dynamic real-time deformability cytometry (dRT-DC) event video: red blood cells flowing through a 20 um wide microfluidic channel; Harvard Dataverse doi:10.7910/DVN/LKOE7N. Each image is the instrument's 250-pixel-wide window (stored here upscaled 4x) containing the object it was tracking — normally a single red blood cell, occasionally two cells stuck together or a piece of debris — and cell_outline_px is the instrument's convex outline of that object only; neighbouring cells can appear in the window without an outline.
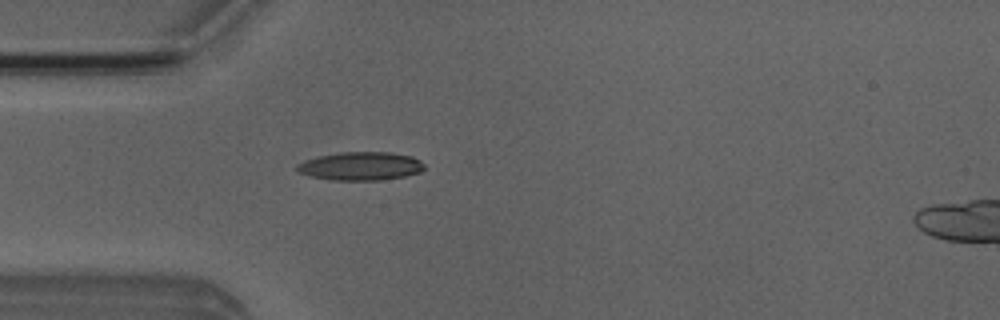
{"species": "Egyptian fruit bat (a non-hibernating species)", "species_latin": "Rousettus aegyptiacus", "temperature_condition": "room temperature", "stored_images_in_passage": 2, "camera_frame_rate_fps": 3000, "um_per_image_px": 0.085, "animal": {"sex": "male"}, "frame": {"image": 1, "passage_image": 1, "time_ms": 0.0, "image_size_px": [1000, 320], "cell_outline_px": [[424, 168], [420, 172], [404, 176], [380, 180], [332, 180], [312, 176], [296, 172], [296, 164], [304, 160], [320, 156], [340, 152], [392, 152], [412, 156], [420, 160], [424, 164]], "centroid_in_image_um": [30.65, 14.11], "position_along_channel_um": 54.4, "area_um2": 21.1}}